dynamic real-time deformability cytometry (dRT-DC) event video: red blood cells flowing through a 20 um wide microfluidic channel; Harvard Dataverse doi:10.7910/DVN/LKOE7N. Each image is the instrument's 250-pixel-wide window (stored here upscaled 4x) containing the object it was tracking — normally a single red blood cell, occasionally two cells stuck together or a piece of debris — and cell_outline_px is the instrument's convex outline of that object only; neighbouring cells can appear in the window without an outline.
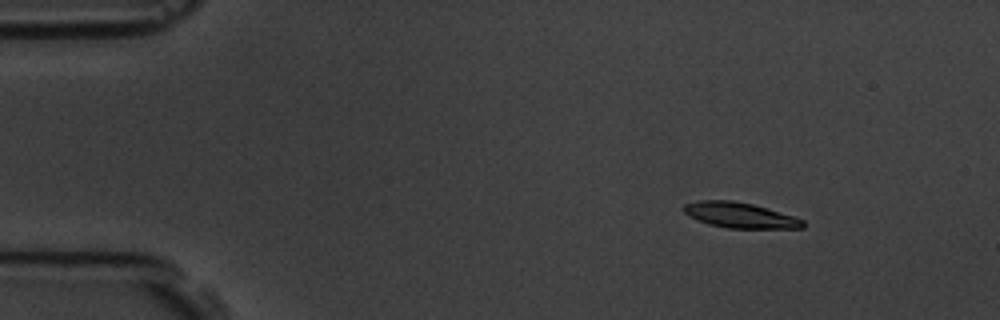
{"species": "common noctule bat (a hibernating species)", "species_latin": "Nyctalus noctula", "temperature_condition": "room temperature", "stored_images_in_passage": 7, "camera_frame_rate_fps": 3000, "um_per_image_px": 0.085, "animal": {"sex": "male", "body_mass_g": 19.5, "forearm_length_mm": 54.6}, "frame": {"image": 1, "passage_image": 2, "time_ms": 1.0, "image_size_px": [1000, 320], "cell_outline_px": [[804, 228], [728, 228], [708, 224], [696, 220], [688, 216], [684, 212], [684, 204], [700, 200], [732, 200], [752, 204], [792, 216], [804, 220]], "centroid_in_image_um": [62.85, 18.29], "position_along_channel_um": 22.2, "area_um2": 17.51}}
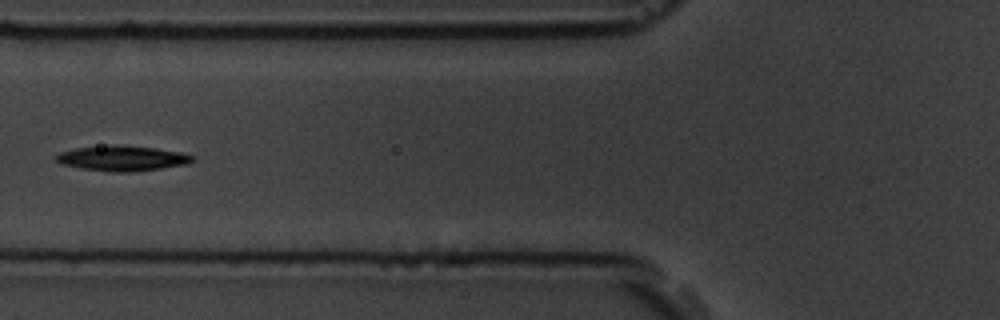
{"frame": {"image": 2, "passage_image": 6, "time_ms": 5.667, "image_size_px": [1000, 320], "cell_outline_px": [[196, 160], [188, 164], [132, 172], [112, 172], [80, 168], [64, 164], [56, 160], [56, 156], [60, 152], [76, 148], [112, 144], [120, 144], [156, 148], [180, 152], [196, 156]], "centroid_in_image_um": [10.45, 13.44], "position_along_channel_um": 115.4, "area_um2": 20.17}}
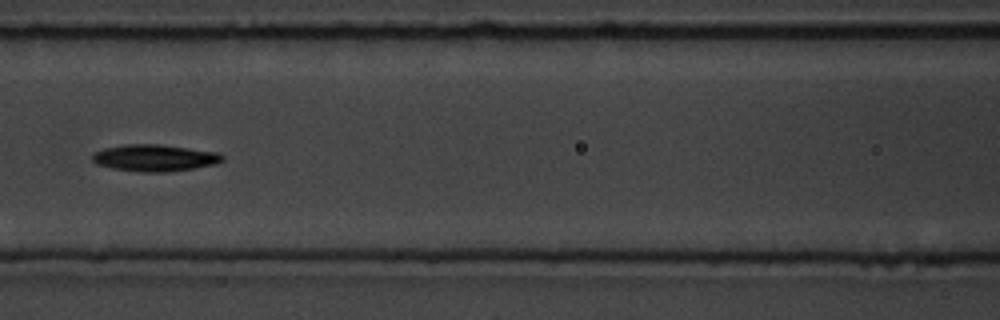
{"frame": {"image": 3, "passage_image": 7, "time_ms": 6.667, "image_size_px": [1000, 320], "cell_outline_px": [[224, 160], [216, 164], [168, 172], [144, 172], [112, 168], [96, 164], [92, 160], [92, 156], [96, 152], [104, 148], [124, 144], [160, 144], [216, 152], [224, 156]], "centroid_in_image_um": [13.14, 13.42], "position_along_channel_um": 153.5, "area_um2": 20.17}}